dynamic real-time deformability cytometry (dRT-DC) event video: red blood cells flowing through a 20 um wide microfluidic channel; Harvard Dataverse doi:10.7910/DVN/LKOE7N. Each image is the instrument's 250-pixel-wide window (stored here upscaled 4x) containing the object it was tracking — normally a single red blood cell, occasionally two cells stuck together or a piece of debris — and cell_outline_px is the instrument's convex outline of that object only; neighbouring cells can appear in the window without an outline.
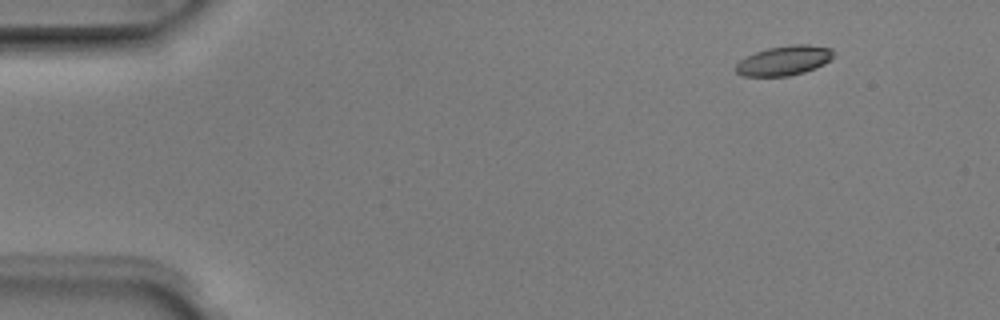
{"species": "Egyptian fruit bat (a non-hibernating species)", "species_latin": "Rousettus aegyptiacus", "temperature_condition": "room temperature", "stored_images_in_passage": 4, "camera_frame_rate_fps": 3000, "um_per_image_px": 0.085, "animal": {"sex": "male"}, "frame": {"image": 1, "passage_image": 1, "time_ms": 0.0, "image_size_px": [1000, 320], "cell_outline_px": [[832, 60], [816, 68], [804, 72], [788, 76], [744, 76], [736, 72], [736, 64], [740, 60], [756, 52], [768, 48], [792, 44], [808, 44], [832, 48]], "centroid_in_image_um": [66.68, 5.14], "position_along_channel_um": 18.3, "area_um2": 16.82}}
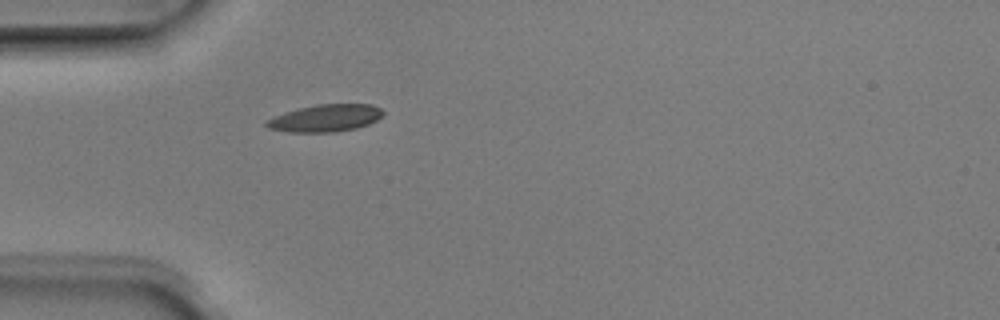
{"frame": {"image": 2, "passage_image": 4, "time_ms": 1.0, "image_size_px": [1000, 320], "cell_outline_px": [[384, 116], [368, 124], [356, 128], [332, 132], [288, 132], [268, 128], [264, 124], [272, 116], [284, 112], [300, 108], [320, 104], [372, 104], [380, 108], [384, 112]], "centroid_in_image_um": [27.66, 10.04], "position_along_channel_um": 57.3, "area_um2": 18.5}}